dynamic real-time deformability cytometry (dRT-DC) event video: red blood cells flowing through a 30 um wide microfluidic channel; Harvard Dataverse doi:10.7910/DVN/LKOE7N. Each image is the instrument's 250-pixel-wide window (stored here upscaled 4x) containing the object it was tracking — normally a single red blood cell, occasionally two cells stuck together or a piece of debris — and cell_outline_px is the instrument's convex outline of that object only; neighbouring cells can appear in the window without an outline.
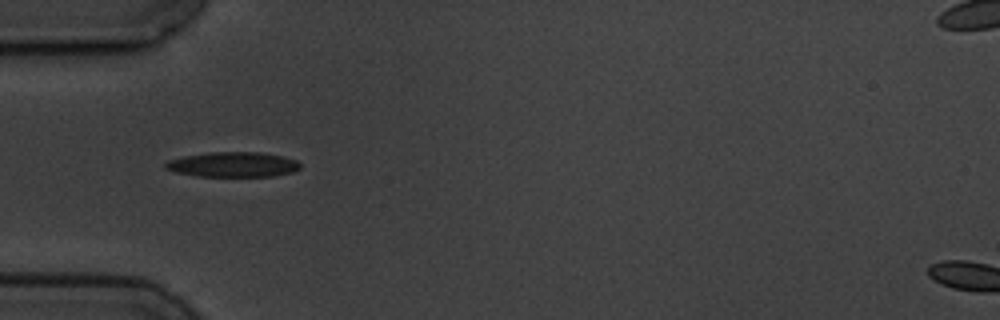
{"species": "common noctule bat (a hibernating species)", "species_latin": "Nyctalus noctula", "temperature_condition": "cold", "stored_images_in_passage": 2, "camera_frame_rate_fps": 3000, "um_per_image_px": 0.085, "animal": {"sex": "male", "body_mass_g": 19.5, "forearm_length_mm": 54.6}, "frame": {"image": 1, "passage_image": 1, "time_ms": 0.0, "image_size_px": [1000, 320], "cell_outline_px": [[300, 168], [292, 172], [272, 176], [196, 176], [176, 172], [164, 168], [164, 164], [168, 160], [184, 156], [208, 152], [260, 152], [284, 156], [296, 160], [300, 164]], "centroid_in_image_um": [19.79, 13.98], "position_along_channel_um": 65.2, "area_um2": 19.65}}
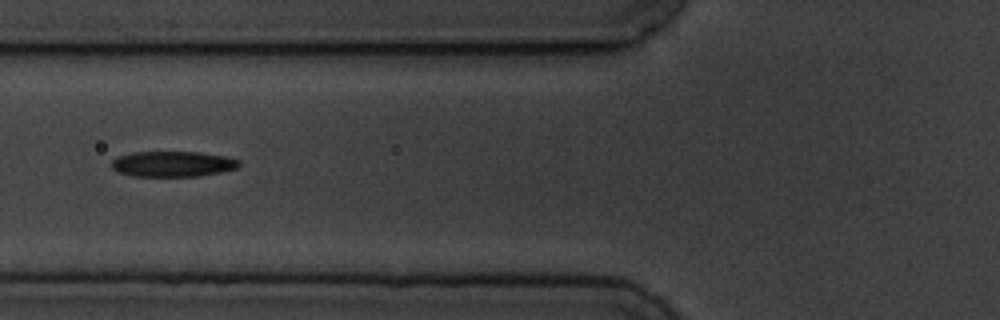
{"frame": {"image": 2, "passage_image": 2, "time_ms": 1.333, "image_size_px": [1000, 320], "cell_outline_px": [[240, 164], [236, 168], [220, 172], [200, 176], [132, 176], [116, 172], [112, 168], [112, 160], [116, 156], [132, 152], [200, 152], [224, 156], [240, 160]], "centroid_in_image_um": [14.64, 13.93], "position_along_channel_um": 111.2, "area_um2": 19.07}}